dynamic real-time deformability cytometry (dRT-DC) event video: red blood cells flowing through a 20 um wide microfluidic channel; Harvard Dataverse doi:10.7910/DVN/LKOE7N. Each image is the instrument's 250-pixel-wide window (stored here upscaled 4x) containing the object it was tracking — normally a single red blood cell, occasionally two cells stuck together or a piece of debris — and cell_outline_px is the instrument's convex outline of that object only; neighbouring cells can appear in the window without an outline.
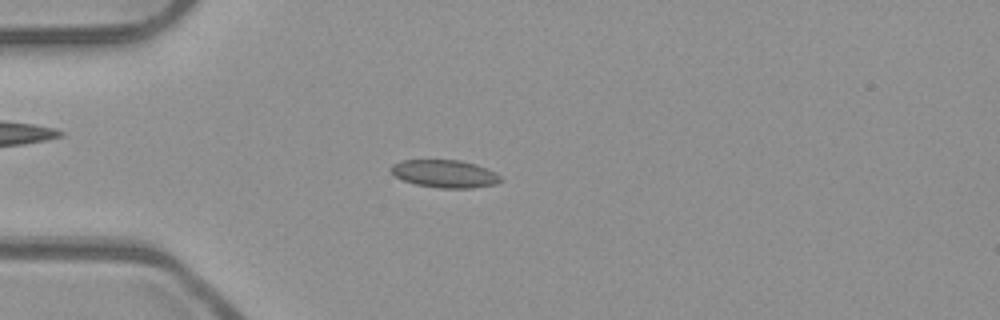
{"species": "common noctule bat (a hibernating species)", "species_latin": "Nyctalus noctula", "temperature_condition": "room temperature", "stored_images_in_passage": 52, "camera_frame_rate_fps": 3000, "um_per_image_px": 0.085, "animal": {"sex": "male", "body_mass_g": 23.1, "forearm_length_mm": 52.7}, "frame": {"image": 1, "passage_image": 14, "time_ms": 4.333, "image_size_px": [1000, 320], "cell_outline_px": [[504, 180], [496, 184], [472, 188], [440, 188], [416, 184], [404, 180], [396, 176], [388, 168], [392, 164], [400, 160], [460, 160], [476, 164], [496, 172]], "centroid_in_image_um": [37.82, 14.76], "position_along_channel_um": 47.2, "area_um2": 17.8}}
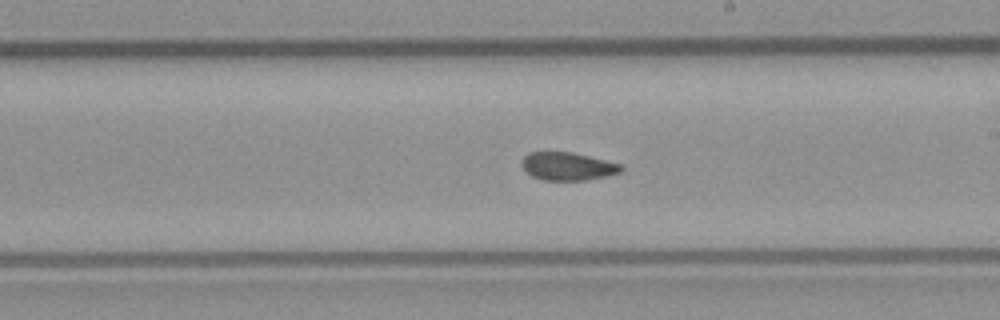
{"frame": {"image": 2, "passage_image": 30, "time_ms": 9.667, "image_size_px": [1000, 320], "cell_outline_px": [[624, 168], [620, 172], [604, 176], [584, 180], [544, 180], [532, 176], [520, 164], [520, 160], [528, 152], [572, 152], [624, 164]], "centroid_in_image_um": [48.25, 14.12], "position_along_channel_um": 240.7, "area_um2": 16.24}}
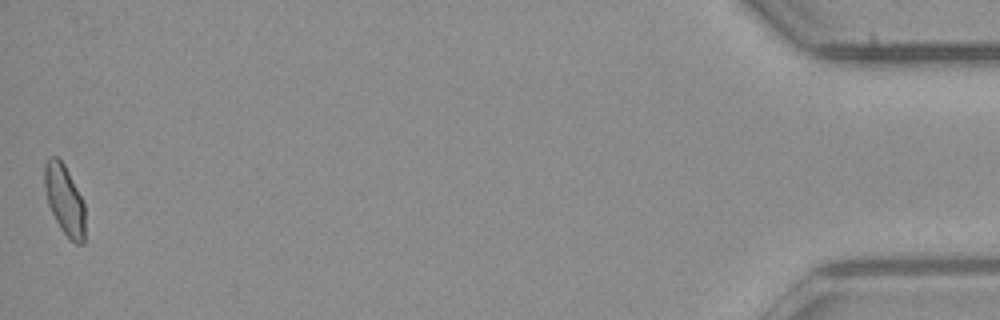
{"frame": {"image": 3, "passage_image": 52, "time_ms": 17.0, "image_size_px": [1000, 320], "cell_outline_px": [[84, 244], [76, 244], [60, 228], [48, 204], [44, 188], [44, 164], [48, 156], [56, 156], [64, 164], [84, 204]], "centroid_in_image_um": [5.46, 16.96], "position_along_channel_um": 429.7, "area_um2": 16.3}, "authors_computed_cell_mechanics": {"area_um2": 17.1377, "velocity_mm_per_s": 3.9319, "shape_relaxation_time_tau1_ms": null, "shape_relaxation_time_tau2_ms": 2.2562, "deformation_change_tau1": null, "deformation_change_tau2": 0.0583}}